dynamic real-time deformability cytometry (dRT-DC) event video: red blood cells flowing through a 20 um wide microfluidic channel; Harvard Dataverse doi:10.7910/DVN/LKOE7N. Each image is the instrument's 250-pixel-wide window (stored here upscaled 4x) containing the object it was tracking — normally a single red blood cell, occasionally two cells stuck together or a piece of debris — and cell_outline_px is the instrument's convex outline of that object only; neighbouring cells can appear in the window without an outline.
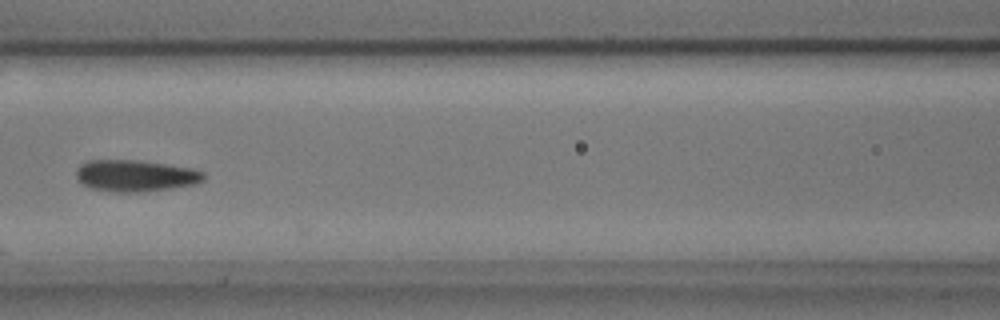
{"species": "common noctule bat (a hibernating species)", "species_latin": "Nyctalus noctula", "temperature_condition": "cold", "stored_images_in_passage": 8, "camera_frame_rate_fps": 3000, "um_per_image_px": 0.085, "animal": {"sex": "male", "body_mass_g": 17.9, "forearm_length_mm": 54.2}, "frame": {"image": 1, "passage_image": 3, "time_ms": 0.667, "image_size_px": [1000, 320], "cell_outline_px": [[204, 180], [196, 184], [172, 188], [144, 192], [116, 192], [88, 188], [76, 180], [76, 168], [84, 160], [140, 160], [192, 168], [204, 172]], "centroid_in_image_um": [11.47, 14.93], "position_along_channel_um": 155.1, "area_um2": 23.87}}
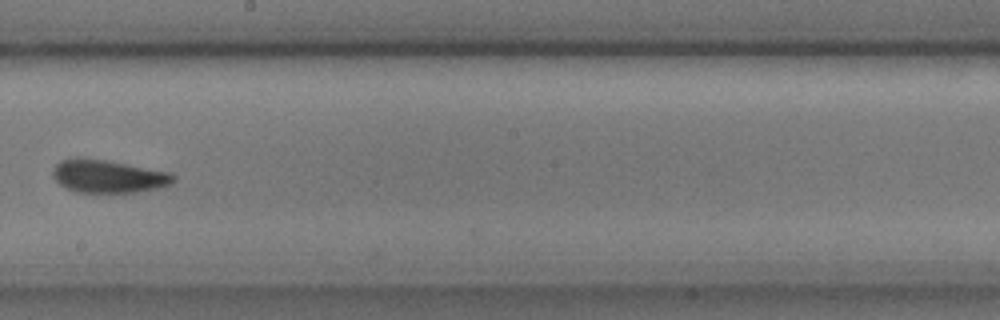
{"frame": {"image": 2, "passage_image": 5, "time_ms": 1.333, "image_size_px": [1000, 320], "cell_outline_px": [[176, 180], [172, 184], [160, 188], [136, 192], [76, 192], [60, 184], [52, 176], [52, 168], [60, 160], [76, 156], [104, 160], [172, 172], [176, 176]], "centroid_in_image_um": [9.21, 14.97], "position_along_channel_um": 239.0, "area_um2": 23.41}}
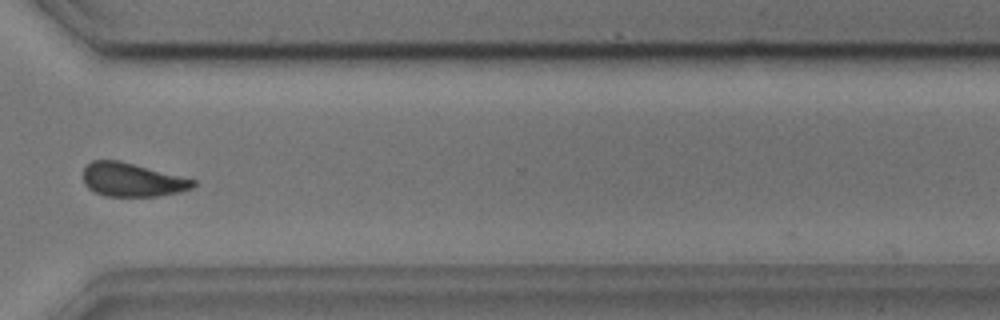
{"frame": {"image": 3, "passage_image": 8, "time_ms": 2.333, "image_size_px": [1000, 320], "cell_outline_px": [[196, 184], [192, 188], [180, 192], [156, 196], [104, 196], [88, 188], [84, 184], [84, 168], [92, 160], [120, 160], [196, 180]], "centroid_in_image_um": [11.23, 15.28], "position_along_channel_um": 359.4, "area_um2": 21.5}}